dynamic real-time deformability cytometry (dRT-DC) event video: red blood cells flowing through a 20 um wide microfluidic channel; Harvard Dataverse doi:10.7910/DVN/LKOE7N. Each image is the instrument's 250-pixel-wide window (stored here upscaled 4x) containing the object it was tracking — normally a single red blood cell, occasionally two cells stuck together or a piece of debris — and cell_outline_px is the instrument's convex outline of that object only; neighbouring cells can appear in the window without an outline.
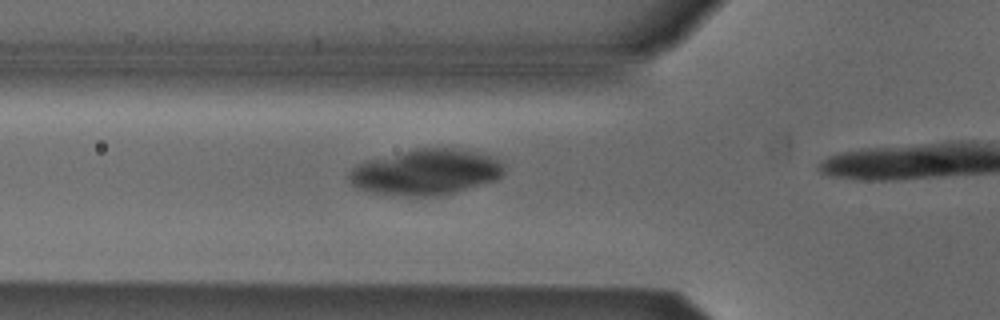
{"species": "Egyptian fruit bat (a non-hibernating species)", "species_latin": "Rousettus aegyptiacus", "temperature_condition": "cold", "stored_images_in_passage": 3, "camera_frame_rate_fps": 3000, "um_per_image_px": 0.085, "animal": {"sex": "male"}, "frame": {"image": 1, "passage_image": 3, "time_ms": 0.667, "image_size_px": [1000, 320], "cell_outline_px": [[504, 172], [496, 180], [444, 196], [392, 196], [368, 192], [356, 188], [348, 180], [348, 172], [352, 168], [364, 160], [416, 148], [448, 148], [472, 152], [488, 156], [504, 164]], "centroid_in_image_um": [36.11, 14.66], "position_along_channel_um": 89.7, "area_um2": 41.67}}